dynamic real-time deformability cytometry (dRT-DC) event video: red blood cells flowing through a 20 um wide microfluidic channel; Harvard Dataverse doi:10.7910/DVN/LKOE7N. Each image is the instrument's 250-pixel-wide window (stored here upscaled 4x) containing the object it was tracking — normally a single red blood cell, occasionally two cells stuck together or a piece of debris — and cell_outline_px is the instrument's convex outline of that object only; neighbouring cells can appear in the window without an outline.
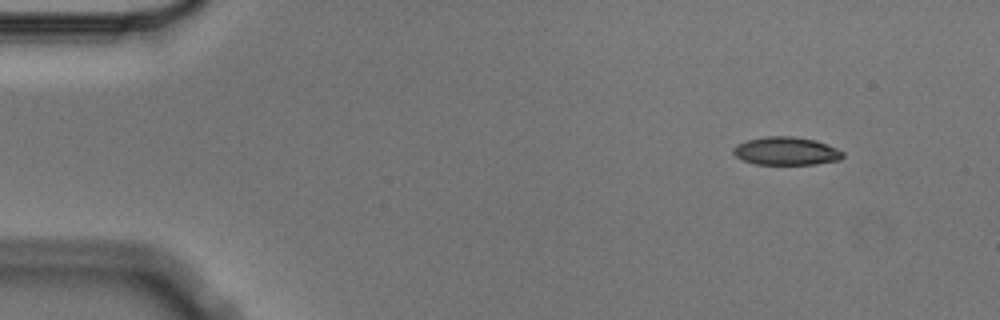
{"species": "Egyptian fruit bat (a non-hibernating species)", "species_latin": "Rousettus aegyptiacus", "temperature_condition": "cold", "stored_images_in_passage": 4, "camera_frame_rate_fps": 3000, "um_per_image_px": 0.085, "animal": {"sex": "male"}, "frame": {"image": 1, "passage_image": 1, "time_ms": 0.0, "image_size_px": [1000, 320], "cell_outline_px": [[844, 156], [840, 160], [816, 164], [756, 164], [744, 160], [736, 156], [732, 152], [732, 148], [736, 144], [748, 140], [768, 136], [792, 136], [816, 140], [836, 148], [844, 152]], "centroid_in_image_um": [66.83, 12.84], "position_along_channel_um": 18.2, "area_um2": 17.92}}
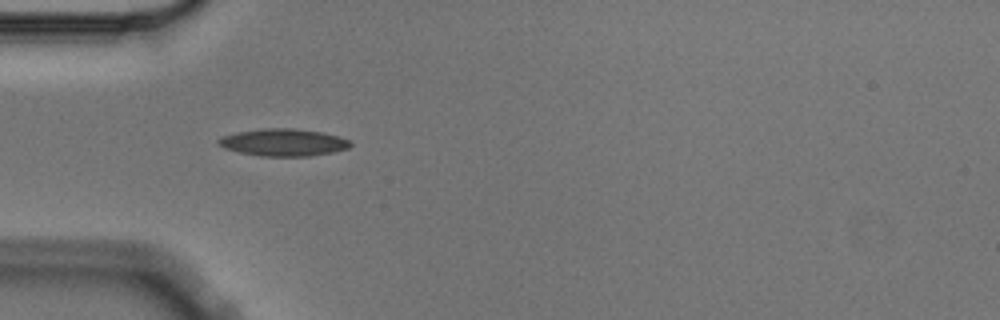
{"frame": {"image": 2, "passage_image": 4, "time_ms": 1.0, "image_size_px": [1000, 320], "cell_outline_px": [[352, 144], [348, 148], [332, 152], [308, 156], [260, 156], [240, 152], [224, 148], [216, 144], [216, 140], [220, 136], [236, 132], [264, 128], [296, 128], [324, 132], [352, 140]], "centroid_in_image_um": [24.07, 12.09], "position_along_channel_um": 60.9, "area_um2": 21.21}}